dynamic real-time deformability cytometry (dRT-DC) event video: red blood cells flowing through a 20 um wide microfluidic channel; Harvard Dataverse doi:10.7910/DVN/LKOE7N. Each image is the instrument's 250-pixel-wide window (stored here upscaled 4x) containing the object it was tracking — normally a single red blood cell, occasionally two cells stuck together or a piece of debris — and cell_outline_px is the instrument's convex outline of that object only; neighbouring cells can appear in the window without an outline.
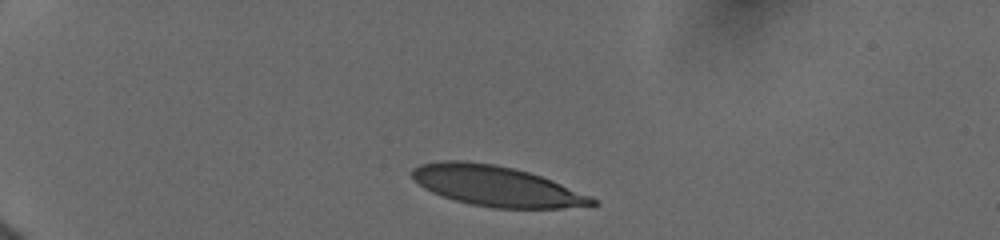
{"species": "human", "species_latin": "Homo sapiens", "temperature_condition": "cold", "stored_images_in_passage": 4, "camera_frame_rate_fps": 3000, "um_per_image_px": 0.085, "donor": {"sex": "female"}, "frame": {"image": 1, "passage_image": 1, "time_ms": 0.0, "image_size_px": [1000, 240], "cell_outline_px": [[600, 204], [560, 208], [492, 208], [472, 204], [456, 200], [432, 192], [424, 188], [412, 180], [412, 168], [420, 164], [440, 160], [468, 160], [492, 164], [512, 168], [528, 172], [552, 180], [592, 196]], "centroid_in_image_um": [42.17, 15.8], "position_along_channel_um": 42.8, "area_um2": 42.25}}
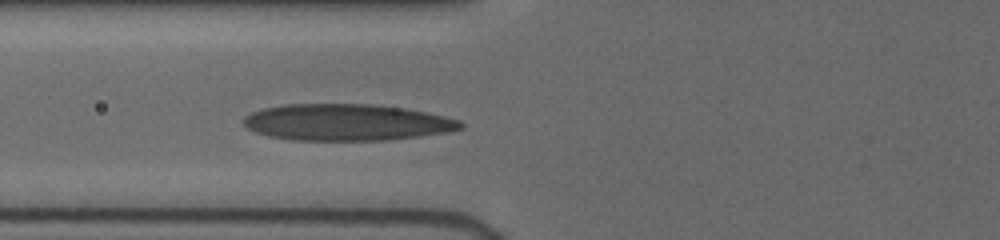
{"frame": {"image": 2, "passage_image": 4, "time_ms": 3.0, "image_size_px": [1000, 240], "cell_outline_px": [[464, 128], [448, 132], [420, 136], [384, 140], [288, 140], [268, 136], [256, 132], [248, 128], [244, 124], [244, 116], [252, 112], [264, 108], [284, 104], [368, 104], [404, 108], [444, 116], [460, 120], [464, 124]], "centroid_in_image_um": [29.46, 10.4], "position_along_channel_um": 96.3, "area_um2": 46.18}}